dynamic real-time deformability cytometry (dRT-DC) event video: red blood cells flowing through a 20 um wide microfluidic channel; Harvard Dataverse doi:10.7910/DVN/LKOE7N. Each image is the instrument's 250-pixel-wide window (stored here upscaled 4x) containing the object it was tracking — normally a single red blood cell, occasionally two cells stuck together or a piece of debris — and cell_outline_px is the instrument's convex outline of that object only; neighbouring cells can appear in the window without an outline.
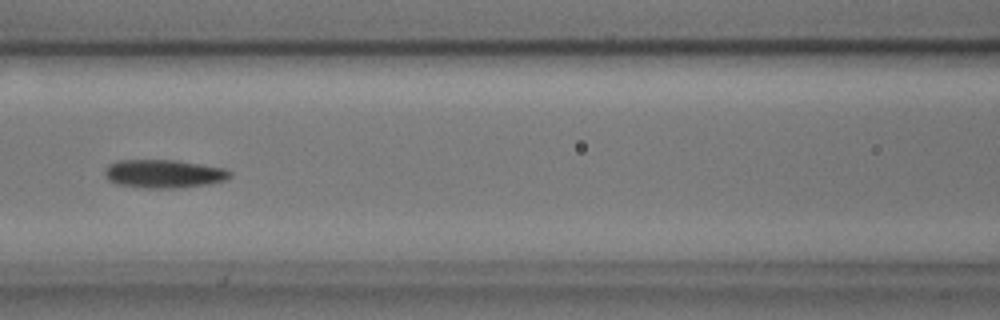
{"species": "common noctule bat (a hibernating species)", "species_latin": "Nyctalus noctula", "temperature_condition": "cold", "stored_images_in_passage": 4, "camera_frame_rate_fps": 3000, "um_per_image_px": 0.085, "animal": {"sex": "male", "body_mass_g": 17.9, "forearm_length_mm": 54.2}, "frame": {"image": 1, "passage_image": 4, "time_ms": 1.0, "image_size_px": [1000, 320], "cell_outline_px": [[232, 176], [224, 180], [208, 184], [180, 188], [144, 188], [116, 184], [108, 180], [104, 172], [104, 168], [108, 164], [120, 160], [176, 160], [224, 168], [232, 172]], "centroid_in_image_um": [13.9, 14.77], "position_along_channel_um": 152.7, "area_um2": 20.81}}